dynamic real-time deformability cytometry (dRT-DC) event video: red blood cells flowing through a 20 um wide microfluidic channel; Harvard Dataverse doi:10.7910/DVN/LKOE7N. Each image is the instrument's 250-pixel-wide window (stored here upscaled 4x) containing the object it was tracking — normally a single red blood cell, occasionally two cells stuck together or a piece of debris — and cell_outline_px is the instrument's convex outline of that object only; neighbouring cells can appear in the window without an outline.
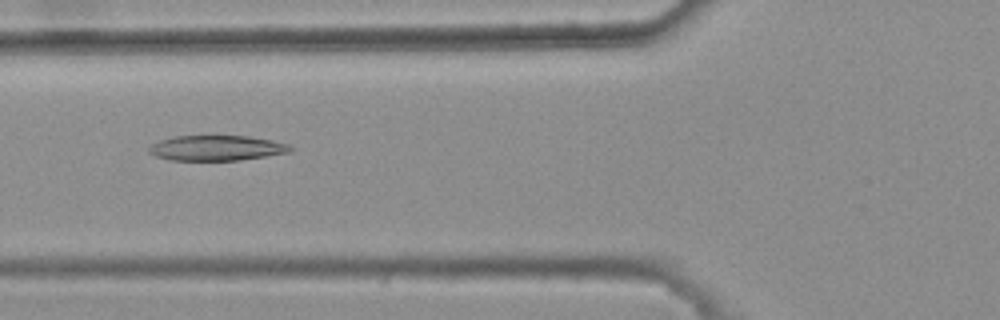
{"species": "common noctule bat (a hibernating species)", "species_latin": "Nyctalus noctula", "temperature_condition": "warm", "stored_images_in_passage": 20, "camera_frame_rate_fps": 3000, "um_per_image_px": 0.085, "animal": {"sex": "female", "body_mass_g": 25.1}, "frame": {"image": 1, "passage_image": 20, "time_ms": 6.333, "image_size_px": [1000, 320], "cell_outline_px": [[292, 152], [236, 160], [172, 160], [156, 156], [148, 152], [148, 148], [152, 144], [160, 140], [176, 136], [248, 136], [272, 140], [288, 144], [292, 148]], "centroid_in_image_um": [18.4, 12.57], "position_along_channel_um": 107.4, "area_um2": 20.58}}